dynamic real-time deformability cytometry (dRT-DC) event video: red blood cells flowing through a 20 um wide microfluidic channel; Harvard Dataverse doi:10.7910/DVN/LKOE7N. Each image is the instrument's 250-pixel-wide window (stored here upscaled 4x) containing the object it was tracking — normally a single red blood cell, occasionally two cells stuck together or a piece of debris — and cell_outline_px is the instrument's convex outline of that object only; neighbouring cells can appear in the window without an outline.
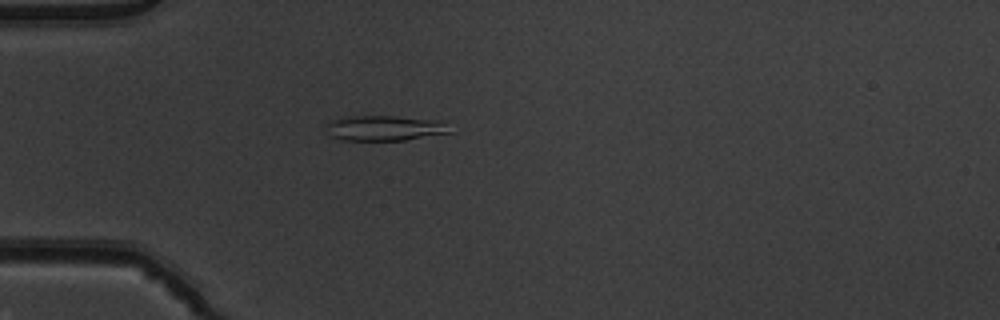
{"species": "common noctule bat (a hibernating species)", "species_latin": "Nyctalus noctula", "temperature_condition": "warm", "stored_images_in_passage": 42, "camera_frame_rate_fps": 3000, "um_per_image_px": 0.085, "animal": {"sex": "male", "body_mass_g": 19.5, "forearm_length_mm": 54.6}, "frame": {"image": 1, "passage_image": 5, "time_ms": 1.333, "image_size_px": [1000, 320], "cell_outline_px": [[452, 132], [404, 140], [344, 140], [328, 136], [324, 124], [332, 120], [348, 116], [396, 116], [440, 120]], "centroid_in_image_um": [32.61, 10.88], "position_along_channel_um": 52.4, "area_um2": 18.21}}
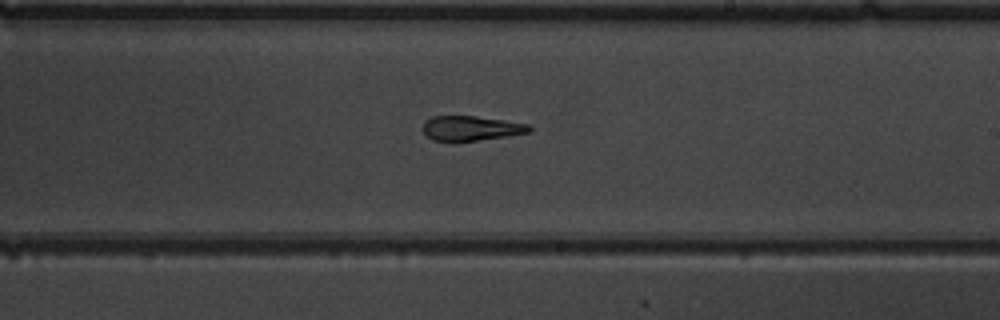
{"frame": {"image": 2, "passage_image": 21, "time_ms": 6.667, "image_size_px": [1000, 320], "cell_outline_px": [[532, 132], [508, 136], [452, 144], [432, 140], [420, 128], [424, 120], [432, 116], [476, 116], [504, 120], [528, 124], [532, 128]], "centroid_in_image_um": [39.97, 10.93], "position_along_channel_um": 249.0, "area_um2": 16.07}}
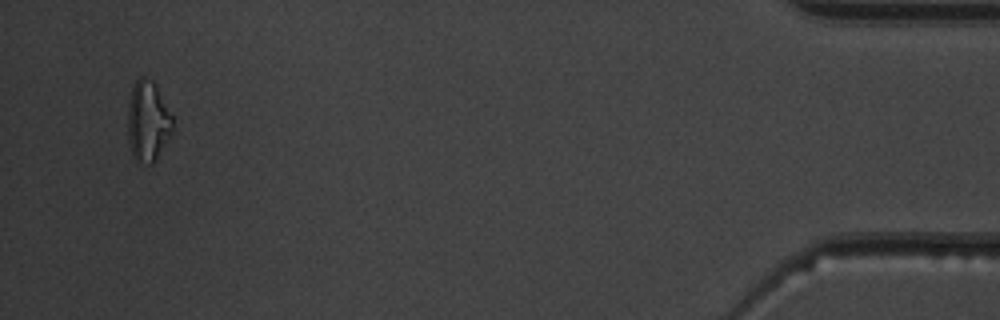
{"frame": {"image": 3, "passage_image": 40, "time_ms": 13.0, "image_size_px": [1000, 320], "cell_outline_px": [[172, 132], [152, 164], [136, 164], [132, 156], [128, 136], [128, 100], [132, 88], [136, 80], [140, 76], [144, 76], [152, 80], [156, 84], [172, 116]], "centroid_in_image_um": [12.54, 10.3], "position_along_channel_um": 422.7, "area_um2": 21.15}, "authors_computed_cell_mechanics": {"area_um2": 16.7909, "velocity_mm_per_s": 3.9218, "shape_relaxation_time_tau1_ms": 5.3221, "shape_relaxation_time_tau2_ms": 3.0609, "deformation_change_tau1": 0.1851, "deformation_change_tau2": 0.1423}}